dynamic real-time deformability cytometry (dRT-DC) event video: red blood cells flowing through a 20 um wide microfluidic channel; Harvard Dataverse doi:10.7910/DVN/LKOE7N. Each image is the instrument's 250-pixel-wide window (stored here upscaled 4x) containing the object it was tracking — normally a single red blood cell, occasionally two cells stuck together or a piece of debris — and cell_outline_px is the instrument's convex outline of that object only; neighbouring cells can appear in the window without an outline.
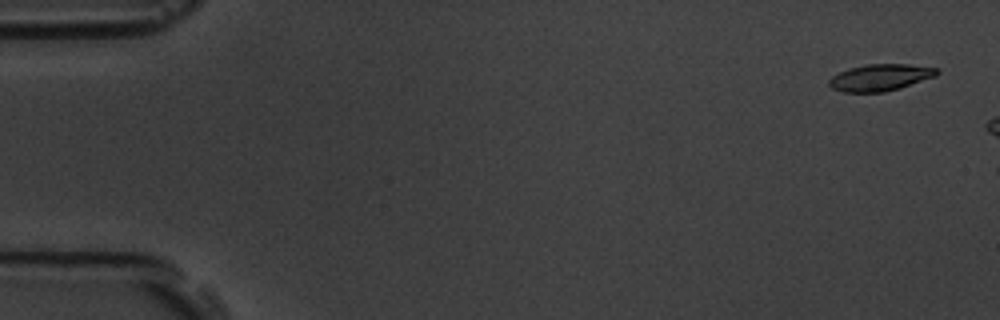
{"species": "common noctule bat (a hibernating species)", "species_latin": "Nyctalus noctula", "temperature_condition": "room temperature", "stored_images_in_passage": 2, "camera_frame_rate_fps": 3000, "um_per_image_px": 0.085, "animal": {"sex": "male", "body_mass_g": 19.5, "forearm_length_mm": 54.6}, "frame": {"image": 1, "passage_image": 1, "time_ms": 0.0, "image_size_px": [1000, 320], "cell_outline_px": [[940, 72], [936, 76], [900, 88], [884, 92], [840, 92], [832, 88], [828, 84], [828, 80], [832, 76], [848, 68], [868, 64], [908, 64], [936, 68]], "centroid_in_image_um": [74.8, 6.59], "position_along_channel_um": 10.2, "area_um2": 16.82}}